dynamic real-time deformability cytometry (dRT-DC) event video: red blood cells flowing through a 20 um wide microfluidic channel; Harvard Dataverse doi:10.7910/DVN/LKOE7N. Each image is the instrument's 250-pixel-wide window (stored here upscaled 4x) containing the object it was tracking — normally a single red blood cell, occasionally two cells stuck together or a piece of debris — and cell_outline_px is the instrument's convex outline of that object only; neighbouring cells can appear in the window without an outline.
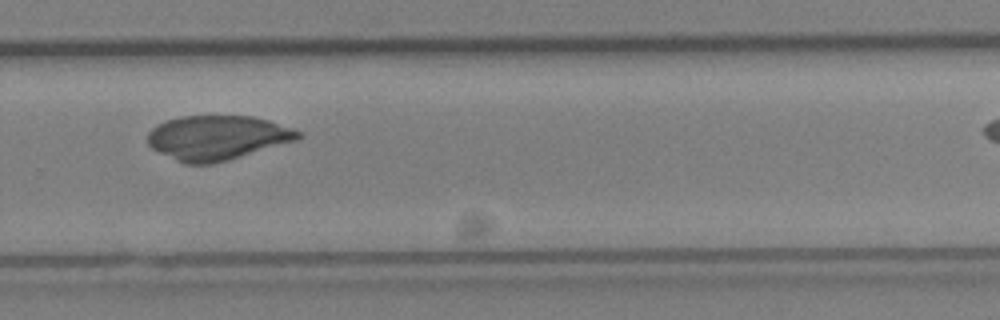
{"species": "Egyptian fruit bat (a non-hibernating species)", "species_latin": "Rousettus aegyptiacus", "temperature_condition": "cold", "stored_images_in_passage": 22, "camera_frame_rate_fps": 3000, "um_per_image_px": 0.085, "animal": {"sex": "female"}, "frame": {"image": 1, "passage_image": 17, "time_ms": 5.333, "image_size_px": [1000, 320], "cell_outline_px": [[304, 136], [296, 140], [228, 160], [212, 164], [184, 164], [152, 148], [148, 144], [148, 132], [156, 124], [164, 120], [180, 116], [252, 116], [268, 120], [304, 132]], "centroid_in_image_um": [18.46, 11.69], "position_along_channel_um": 311.3, "area_um2": 39.02}}
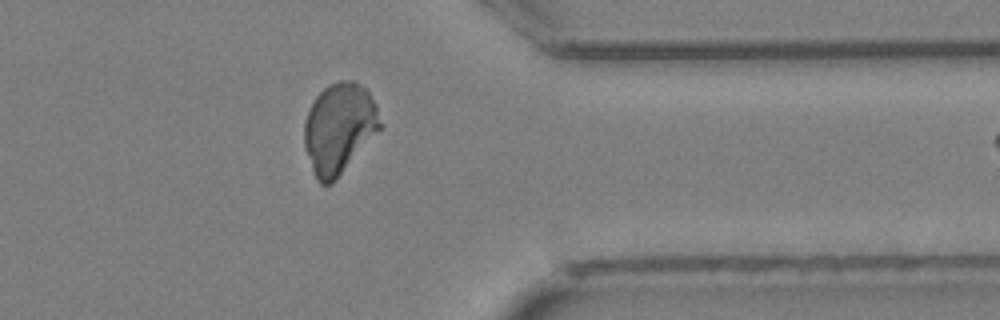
{"frame": {"image": 2, "passage_image": 21, "time_ms": 6.667, "image_size_px": [1000, 320], "cell_outline_px": [[380, 128], [332, 184], [320, 184], [316, 180], [304, 144], [304, 124], [308, 112], [316, 96], [328, 84], [340, 80], [352, 80], [360, 84], [368, 92], [376, 108], [380, 124]], "centroid_in_image_um": [28.78, 10.9], "position_along_channel_um": 382.6, "area_um2": 39.13}}